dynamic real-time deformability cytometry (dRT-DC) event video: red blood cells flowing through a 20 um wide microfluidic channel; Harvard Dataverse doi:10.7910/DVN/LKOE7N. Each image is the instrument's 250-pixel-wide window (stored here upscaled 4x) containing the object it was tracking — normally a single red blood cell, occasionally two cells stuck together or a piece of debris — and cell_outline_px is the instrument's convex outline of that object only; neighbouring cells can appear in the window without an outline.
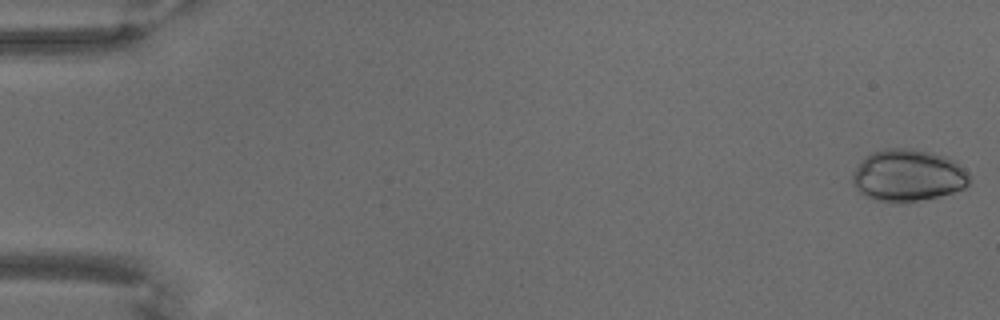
{"species": "common noctule bat (a hibernating species)", "species_latin": "Nyctalus noctula", "temperature_condition": "warm", "stored_images_in_passage": 70, "camera_frame_rate_fps": 3000, "um_per_image_px": 0.085, "animal": {"sex": "male", "body_mass_g": 18.8}, "frame": {"image": 1, "passage_image": 1, "time_ms": 0.0, "image_size_px": [1000, 320], "cell_outline_px": [[972, 180], [964, 188], [952, 192], [936, 196], [900, 204], [896, 204], [876, 200], [860, 192], [852, 184], [852, 172], [864, 156], [872, 152], [884, 148], [912, 148], [932, 152], [944, 156], [952, 160], [964, 168], [968, 172]], "centroid_in_image_um": [77.15, 14.9], "position_along_channel_um": 7.8, "area_um2": 35.72}}
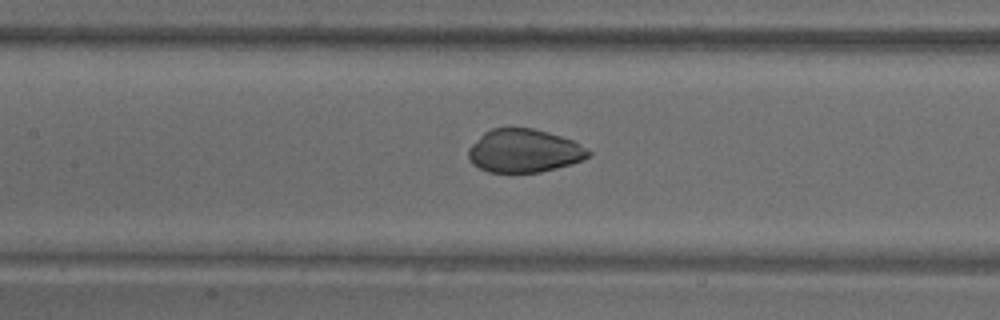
{"frame": {"image": 2, "passage_image": 33, "time_ms": 10.667, "image_size_px": [1000, 320], "cell_outline_px": [[592, 156], [584, 160], [572, 164], [540, 172], [488, 172], [472, 164], [468, 156], [468, 148], [484, 132], [492, 128], [532, 128], [548, 132], [572, 140], [592, 152]], "centroid_in_image_um": [44.56, 12.82], "position_along_channel_um": 162.8, "area_um2": 30.29}}
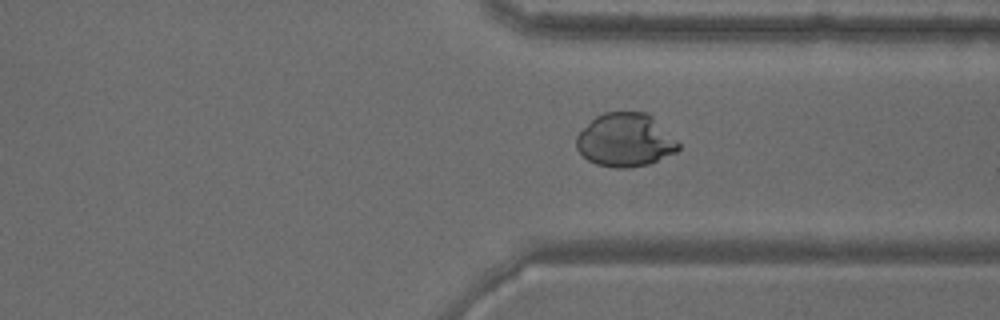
{"frame": {"image": 3, "passage_image": 53, "time_ms": 17.333, "image_size_px": [1000, 320], "cell_outline_px": [[680, 148], [676, 152], [648, 164], [628, 168], [616, 168], [596, 164], [588, 160], [576, 148], [576, 136], [596, 116], [604, 112], [648, 112], [680, 144]], "centroid_in_image_um": [53.15, 11.91], "position_along_channel_um": 358.3, "area_um2": 31.56}}